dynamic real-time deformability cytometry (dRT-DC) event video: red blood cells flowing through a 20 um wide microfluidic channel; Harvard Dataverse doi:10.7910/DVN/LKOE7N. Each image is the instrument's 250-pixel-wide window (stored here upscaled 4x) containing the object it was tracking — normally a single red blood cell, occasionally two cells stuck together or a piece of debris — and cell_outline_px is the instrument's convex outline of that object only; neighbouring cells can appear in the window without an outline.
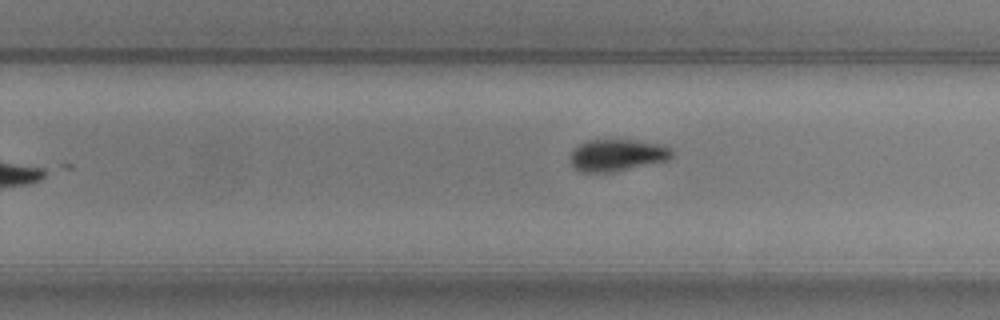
{"species": "common noctule bat (a hibernating species)", "species_latin": "Nyctalus noctula", "temperature_condition": "warm", "stored_images_in_passage": 10, "camera_frame_rate_fps": 3000, "um_per_image_px": 0.085, "animal": {"sex": "male", "body_mass_g": 20.5, "forearm_length_mm": 52.5}, "frame": {"image": 1, "passage_image": 10, "time_ms": 3.0, "image_size_px": [1000, 320], "cell_outline_px": [[672, 156], [668, 160], [612, 172], [580, 172], [568, 160], [568, 156], [580, 144], [588, 140], [632, 140], [664, 144], [672, 148]], "centroid_in_image_um": [52.46, 13.18], "position_along_channel_um": 277.3, "area_um2": 18.9}}